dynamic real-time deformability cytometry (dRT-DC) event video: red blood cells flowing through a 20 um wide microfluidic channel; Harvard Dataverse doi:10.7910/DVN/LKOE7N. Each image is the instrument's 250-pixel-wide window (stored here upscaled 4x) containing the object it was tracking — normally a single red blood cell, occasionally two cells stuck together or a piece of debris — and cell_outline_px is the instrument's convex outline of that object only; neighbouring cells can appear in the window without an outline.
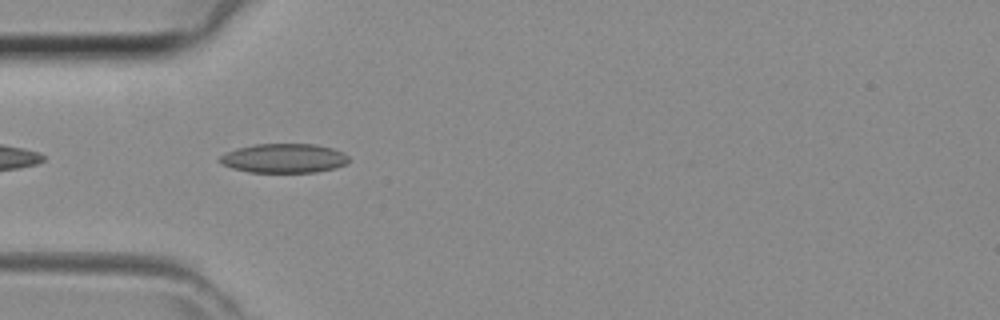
{"species": "common noctule bat (a hibernating species)", "species_latin": "Nyctalus noctula", "temperature_condition": "room temperature", "stored_images_in_passage": 28, "camera_frame_rate_fps": 3000, "um_per_image_px": 0.085, "animal": {"sex": "female", "body_mass_g": 29.2, "forearm_length_mm": 56.3}, "frame": {"image": 1, "passage_image": 2, "time_ms": 0.333, "image_size_px": [1000, 320], "cell_outline_px": [[348, 160], [344, 164], [336, 168], [316, 172], [248, 172], [232, 168], [220, 164], [216, 160], [224, 152], [236, 148], [252, 144], [316, 144], [332, 148], [344, 152], [348, 156]], "centroid_in_image_um": [24.08, 13.45], "position_along_channel_um": 60.9, "area_um2": 22.25}}
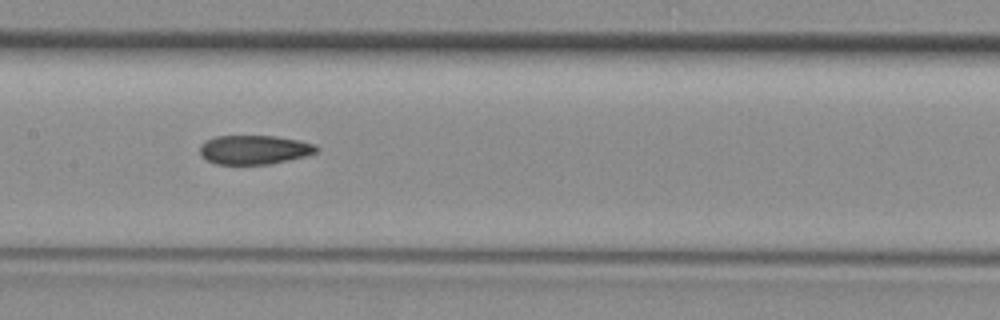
{"frame": {"image": 2, "passage_image": 10, "time_ms": 3.0, "image_size_px": [1000, 320], "cell_outline_px": [[320, 148], [316, 152], [304, 156], [288, 160], [268, 164], [216, 164], [200, 156], [200, 148], [208, 140], [216, 136], [272, 136], [296, 140], [316, 144]], "centroid_in_image_um": [21.62, 12.73], "position_along_channel_um": 185.8, "area_um2": 19.48}}
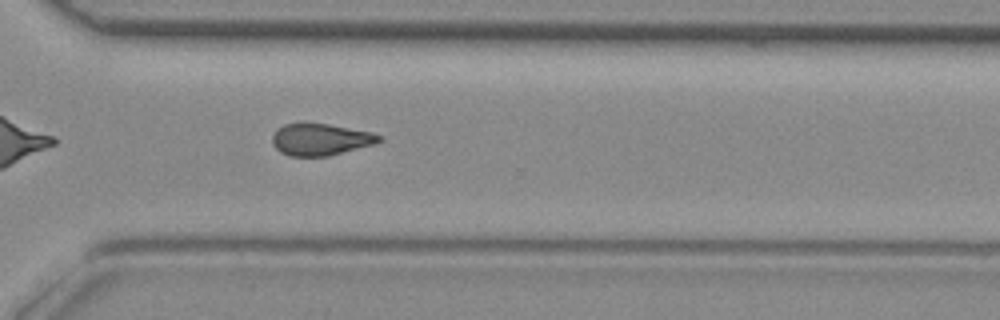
{"frame": {"image": 3, "passage_image": 20, "time_ms": 6.333, "image_size_px": [1000, 320], "cell_outline_px": [[384, 136], [376, 144], [328, 156], [288, 156], [280, 152], [272, 144], [272, 136], [284, 124], [328, 124], [372, 132]], "centroid_in_image_um": [27.28, 11.87], "position_along_channel_um": 343.3, "area_um2": 19.65}}